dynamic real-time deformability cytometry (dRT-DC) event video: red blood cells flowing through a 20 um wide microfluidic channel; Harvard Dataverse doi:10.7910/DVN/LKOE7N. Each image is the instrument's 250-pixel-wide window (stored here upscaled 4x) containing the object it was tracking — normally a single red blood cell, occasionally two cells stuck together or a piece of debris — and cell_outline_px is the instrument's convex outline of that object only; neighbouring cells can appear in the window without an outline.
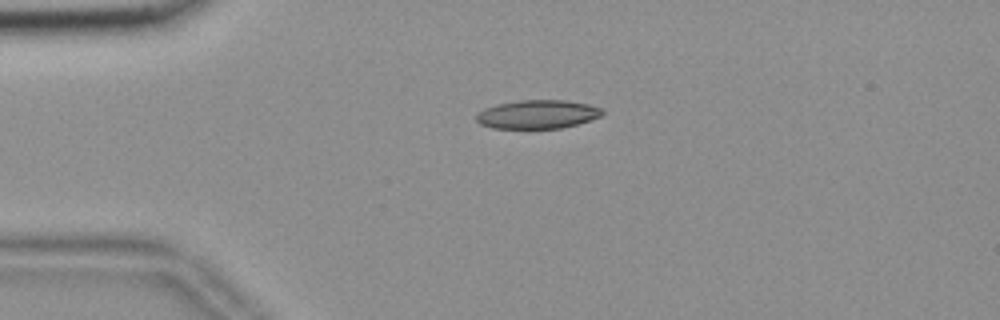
{"species": "common noctule bat (a hibernating species)", "species_latin": "Nyctalus noctula", "temperature_condition": "room temperature", "stored_images_in_passage": 35, "camera_frame_rate_fps": 3000, "um_per_image_px": 0.085, "animal": {"sex": "female", "body_mass_g": 18.4}, "frame": {"image": 1, "passage_image": 1, "time_ms": 0.0, "image_size_px": [1000, 320], "cell_outline_px": [[604, 112], [600, 116], [576, 124], [560, 128], [492, 128], [480, 124], [476, 120], [476, 112], [484, 108], [496, 104], [520, 100], [564, 100], [588, 104], [604, 108]], "centroid_in_image_um": [45.65, 9.71], "position_along_channel_um": 39.3, "area_um2": 21.04}}
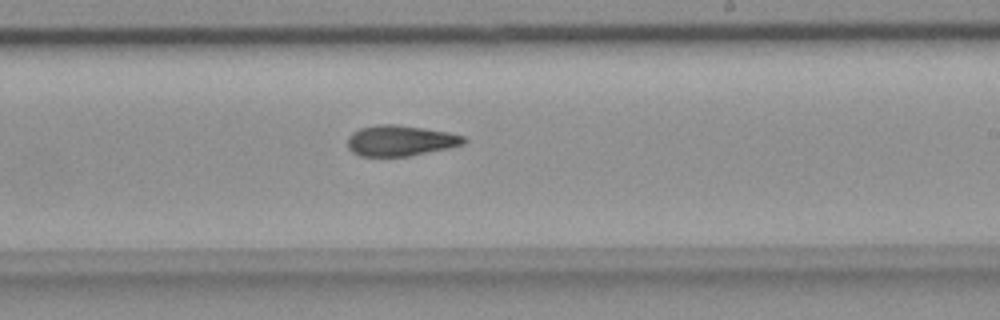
{"frame": {"image": 2, "passage_image": 21, "time_ms": 6.667, "image_size_px": [1000, 320], "cell_outline_px": [[468, 140], [464, 144], [448, 148], [408, 156], [360, 156], [352, 152], [348, 148], [348, 136], [352, 132], [360, 128], [376, 124], [396, 124], [424, 128], [448, 132], [464, 136]], "centroid_in_image_um": [34.02, 11.94], "position_along_channel_um": 255.0, "area_um2": 20.87}}
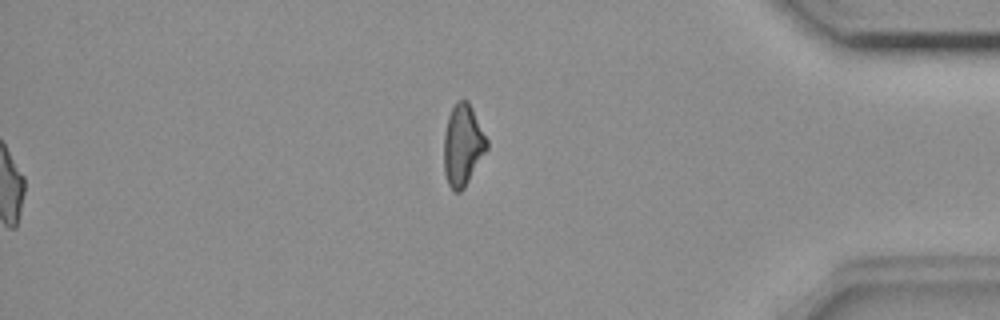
{"frame": {"image": 3, "passage_image": 35, "time_ms": 11.333, "image_size_px": [1000, 320], "cell_outline_px": [[488, 148], [464, 188], [460, 192], [456, 192], [448, 184], [444, 172], [444, 132], [448, 116], [456, 100], [468, 100], [488, 140]], "centroid_in_image_um": [39.33, 12.32], "position_along_channel_um": 395.9, "area_um2": 20.35}, "authors_computed_cell_mechanics": {"area_um2": 21.0392, "velocity_mm_per_s": 3.6778, "shape_relaxation_time_tau1_ms": null, "shape_relaxation_time_tau2_ms": 7.9948, "deformation_change_tau1": null, "deformation_change_tau2": 0.1672}}